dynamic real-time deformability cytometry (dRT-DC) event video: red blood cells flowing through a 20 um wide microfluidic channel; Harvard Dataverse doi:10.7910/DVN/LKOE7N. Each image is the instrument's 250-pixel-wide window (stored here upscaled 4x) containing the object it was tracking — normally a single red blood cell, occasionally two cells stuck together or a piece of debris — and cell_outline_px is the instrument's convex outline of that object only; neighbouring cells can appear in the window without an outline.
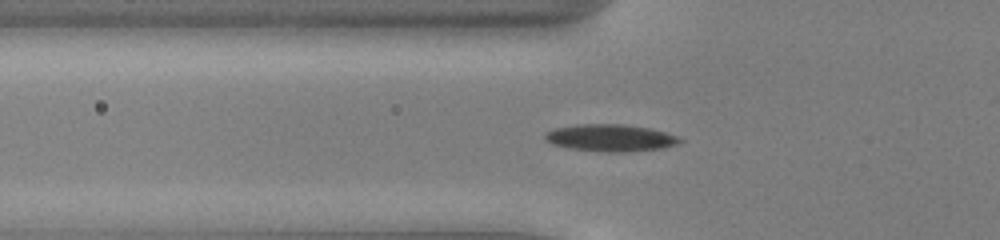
{"species": "common noctule bat (a hibernating species)", "species_latin": "Nyctalus noctula", "temperature_condition": "cold", "stored_images_in_passage": 19, "camera_frame_rate_fps": 3000, "um_per_image_px": 0.085, "animal": {"sex": "male", "body_mass_g": 13.0, "forearm_length_mm": 53.1}, "frame": {"image": 1, "passage_image": 10, "time_ms": 3.0, "image_size_px": [1000, 240], "cell_outline_px": [[684, 140], [676, 144], [664, 148], [628, 152], [608, 152], [572, 148], [552, 144], [544, 140], [544, 132], [556, 128], [576, 124], [624, 124], [652, 128], [676, 136]], "centroid_in_image_um": [51.89, 11.71], "position_along_channel_um": 73.9, "area_um2": 21.33}}
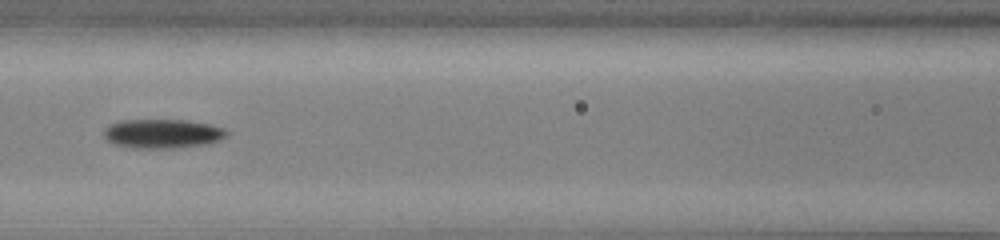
{"frame": {"image": 2, "passage_image": 16, "time_ms": 5.0, "image_size_px": [1000, 240], "cell_outline_px": [[228, 132], [220, 140], [204, 144], [172, 148], [136, 148], [116, 144], [108, 140], [104, 136], [104, 128], [108, 124], [120, 120], [184, 120], [208, 124], [224, 128]], "centroid_in_image_um": [13.77, 11.35], "position_along_channel_um": 152.8, "area_um2": 20.63}}
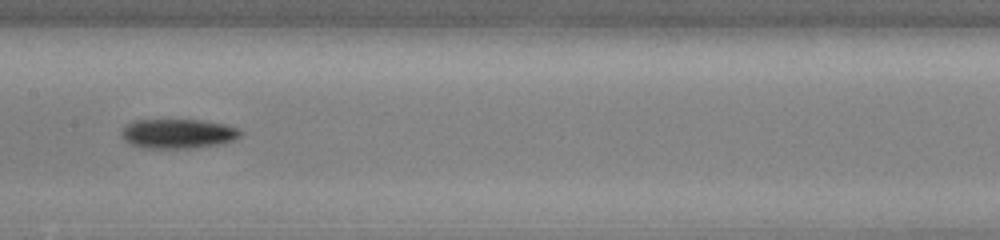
{"frame": {"image": 3, "passage_image": 19, "time_ms": 6.0, "image_size_px": [1000, 240], "cell_outline_px": [[244, 132], [240, 136], [232, 140], [220, 144], [196, 148], [144, 148], [132, 144], [124, 140], [120, 136], [120, 132], [132, 120], [204, 120], [228, 124], [240, 128]], "centroid_in_image_um": [15.17, 11.35], "position_along_channel_um": 192.2, "area_um2": 20.75}}